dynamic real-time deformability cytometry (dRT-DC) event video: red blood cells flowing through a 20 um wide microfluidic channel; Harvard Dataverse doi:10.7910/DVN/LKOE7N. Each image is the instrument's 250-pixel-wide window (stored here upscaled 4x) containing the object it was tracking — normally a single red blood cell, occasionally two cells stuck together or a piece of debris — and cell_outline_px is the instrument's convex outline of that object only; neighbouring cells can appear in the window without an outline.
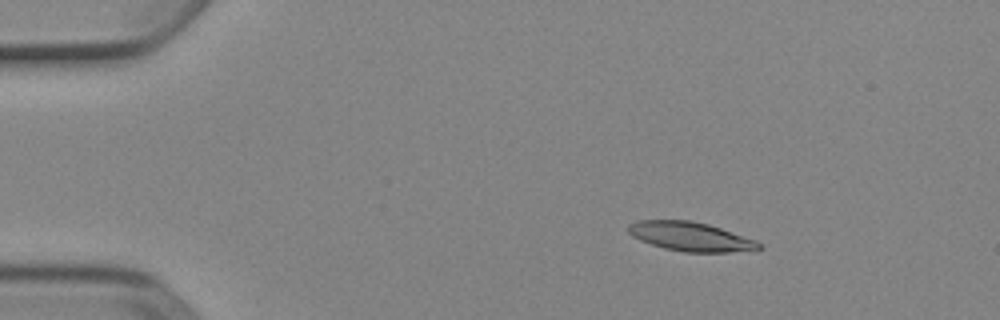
{"species": "Egyptian fruit bat (a non-hibernating species)", "species_latin": "Rousettus aegyptiacus", "temperature_condition": "cold", "stored_images_in_passage": 4, "camera_frame_rate_fps": 3000, "um_per_image_px": 0.085, "animal": {"sex": "female"}, "frame": {"image": 1, "passage_image": 2, "time_ms": 0.333, "image_size_px": [1000, 320], "cell_outline_px": [[764, 248], [728, 252], [684, 252], [664, 248], [640, 240], [632, 236], [628, 232], [628, 224], [640, 220], [688, 220], [708, 224], [756, 240], [764, 244]], "centroid_in_image_um": [58.7, 20.11], "position_along_channel_um": 26.3, "area_um2": 22.02}}